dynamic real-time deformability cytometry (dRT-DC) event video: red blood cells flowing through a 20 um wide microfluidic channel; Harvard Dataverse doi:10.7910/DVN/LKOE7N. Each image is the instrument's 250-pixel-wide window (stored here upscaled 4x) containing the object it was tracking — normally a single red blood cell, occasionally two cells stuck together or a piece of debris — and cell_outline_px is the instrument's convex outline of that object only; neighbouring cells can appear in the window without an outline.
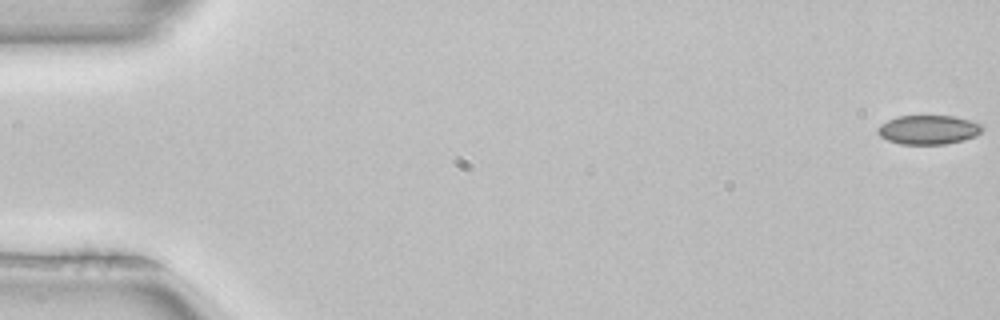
{"species": "common noctule bat (a hibernating species)", "species_latin": "Nyctalus noctula", "temperature_condition": "room temperature", "stored_images_in_passage": 2, "camera_frame_rate_fps": 3000, "um_per_image_px": 0.085, "animal": {"sex": "female", "body_mass_g": 22.7, "forearm_length_mm": 54.2}, "frame": {"image": 1, "passage_image": 2, "time_ms": 0.333, "image_size_px": [1000, 320], "cell_outline_px": [[984, 128], [976, 136], [964, 140], [944, 144], [900, 144], [888, 140], [880, 136], [876, 132], [876, 128], [880, 124], [896, 116], [952, 116], [972, 120], [984, 124]], "centroid_in_image_um": [78.93, 11.02], "position_along_channel_um": 6.1, "area_um2": 17.98}}